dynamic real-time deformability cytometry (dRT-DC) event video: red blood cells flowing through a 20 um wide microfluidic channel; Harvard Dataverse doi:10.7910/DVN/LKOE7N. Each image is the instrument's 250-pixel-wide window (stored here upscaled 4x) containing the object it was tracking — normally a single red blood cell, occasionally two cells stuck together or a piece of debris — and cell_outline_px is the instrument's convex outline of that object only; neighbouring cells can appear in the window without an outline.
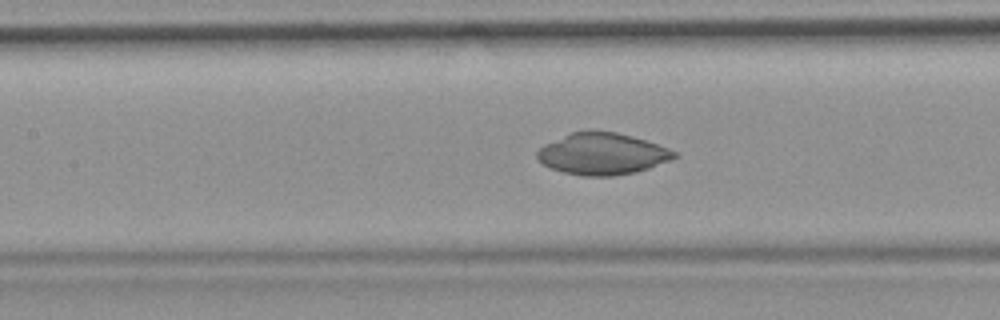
{"species": "common noctule bat (a hibernating species)", "species_latin": "Nyctalus noctula", "temperature_condition": "room temperature", "stored_images_in_passage": 41, "camera_frame_rate_fps": 3000, "um_per_image_px": 0.085, "animal": {"sex": "female", "body_mass_g": 19.9}, "frame": {"image": 1, "passage_image": 12, "time_ms": 3.667, "image_size_px": [1000, 320], "cell_outline_px": [[680, 156], [672, 160], [636, 172], [612, 176], [580, 176], [564, 172], [552, 168], [544, 164], [536, 156], [536, 152], [544, 144], [572, 132], [584, 128], [596, 128], [616, 132], [632, 136], [668, 148], [676, 152]], "centroid_in_image_um": [51.2, 13.05], "position_along_channel_um": 156.2, "area_um2": 33.7}}